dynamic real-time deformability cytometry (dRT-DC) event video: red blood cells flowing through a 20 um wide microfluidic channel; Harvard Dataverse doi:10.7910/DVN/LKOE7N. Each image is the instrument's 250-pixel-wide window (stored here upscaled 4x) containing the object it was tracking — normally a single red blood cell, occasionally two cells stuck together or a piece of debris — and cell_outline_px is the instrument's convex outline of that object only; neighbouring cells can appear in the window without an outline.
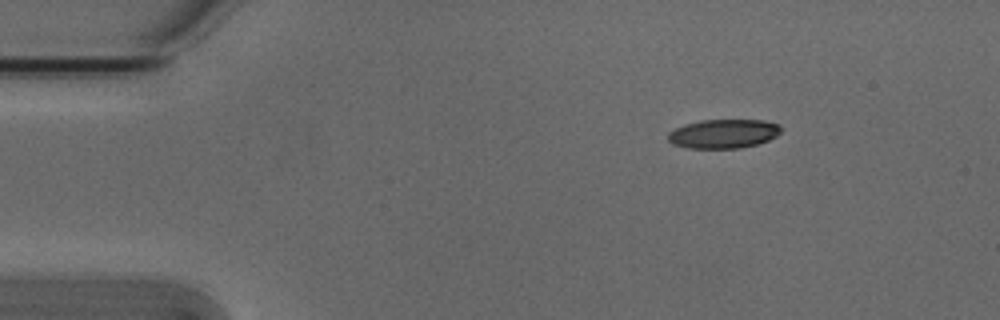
{"species": "Egyptian fruit bat (a non-hibernating species)", "species_latin": "Rousettus aegyptiacus", "temperature_condition": "cold", "stored_images_in_passage": 3, "camera_frame_rate_fps": 3000, "um_per_image_px": 0.085, "animal": {"sex": "male"}, "frame": {"image": 1, "passage_image": 1, "time_ms": 0.0, "image_size_px": [1000, 320], "cell_outline_px": [[780, 132], [776, 136], [768, 140], [756, 144], [740, 148], [688, 148], [672, 144], [668, 140], [668, 132], [684, 124], [700, 120], [764, 120], [780, 124]], "centroid_in_image_um": [61.48, 11.36], "position_along_channel_um": 23.5, "area_um2": 19.13}}